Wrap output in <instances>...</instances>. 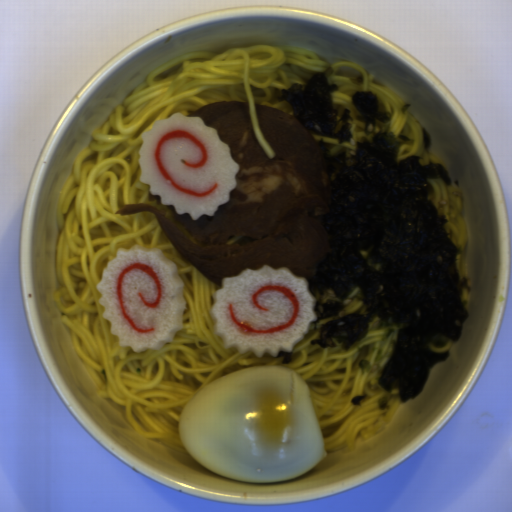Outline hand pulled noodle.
I'll return each mask as SVG.
<instances>
[{"instance_id":"1","label":"hand pulled noodle","mask_w":512,"mask_h":512,"mask_svg":"<svg viewBox=\"0 0 512 512\" xmlns=\"http://www.w3.org/2000/svg\"><path fill=\"white\" fill-rule=\"evenodd\" d=\"M326 72L338 116L351 113V139L338 143L309 133L318 144L323 139L331 154L353 155L357 140L365 136V122L352 102L358 90L375 93L382 109L391 113L388 128L395 136L412 137L402 144L397 162L414 155L421 163L444 160L425 147L420 121L408 102L389 86L380 85L365 66L354 62H328L319 53L295 46L261 45L229 48L222 53L198 51L182 55L150 73L114 110L105 124L75 160L60 192L56 210L59 235L56 252L55 301L69 330L72 350L96 382L100 397L124 405V417L144 438L191 455L179 435L184 406L195 394L233 372L249 366H288L306 383L318 417L326 453L356 447L377 435L390 421L401 401L388 399L381 410L383 391L378 378L388 362L393 345L385 328L374 318L365 336L349 350L323 348L310 343L318 337L309 331L292 351L293 361L253 352L241 354L236 346L226 348L215 335L211 314L215 291L221 289L187 261L170 242L151 211L116 214L126 204H148L164 212L167 220L195 244L198 241L176 220L168 205L149 201L150 188L139 180L141 137L157 120L176 113L188 117L212 102H248L252 128L265 154H275L266 140L256 105L275 107L294 114L292 105L279 101L283 90L305 84L315 74ZM364 75L363 86L350 78ZM161 248L178 266L184 280L187 310L183 329L173 343L157 351L132 352L121 347L104 320L96 284L102 269L118 249L134 245ZM200 245V244H199ZM370 362L361 374L360 359ZM354 395H366L360 406Z\"/></svg>"},{"instance_id":"2","label":"hand pulled noodle","mask_w":512,"mask_h":512,"mask_svg":"<svg viewBox=\"0 0 512 512\" xmlns=\"http://www.w3.org/2000/svg\"><path fill=\"white\" fill-rule=\"evenodd\" d=\"M428 197L437 211L448 221L445 228L447 237L460 246L461 252L456 260L459 275L467 276L466 246L468 230L463 217V196L457 182L446 184L429 178L427 180Z\"/></svg>"},{"instance_id":"3","label":"hand pulled noodle","mask_w":512,"mask_h":512,"mask_svg":"<svg viewBox=\"0 0 512 512\" xmlns=\"http://www.w3.org/2000/svg\"><path fill=\"white\" fill-rule=\"evenodd\" d=\"M453 341H450L445 336L435 335L434 338L429 342V347L433 352L447 353L452 348Z\"/></svg>"},{"instance_id":"4","label":"hand pulled noodle","mask_w":512,"mask_h":512,"mask_svg":"<svg viewBox=\"0 0 512 512\" xmlns=\"http://www.w3.org/2000/svg\"><path fill=\"white\" fill-rule=\"evenodd\" d=\"M256 241L254 238L248 237V236H241V235H231L228 240L225 242L227 245H241L245 246L248 243Z\"/></svg>"},{"instance_id":"5","label":"hand pulled noodle","mask_w":512,"mask_h":512,"mask_svg":"<svg viewBox=\"0 0 512 512\" xmlns=\"http://www.w3.org/2000/svg\"><path fill=\"white\" fill-rule=\"evenodd\" d=\"M464 305L466 306V308L468 309L470 303H471V291H462L461 295H460Z\"/></svg>"}]
</instances>
